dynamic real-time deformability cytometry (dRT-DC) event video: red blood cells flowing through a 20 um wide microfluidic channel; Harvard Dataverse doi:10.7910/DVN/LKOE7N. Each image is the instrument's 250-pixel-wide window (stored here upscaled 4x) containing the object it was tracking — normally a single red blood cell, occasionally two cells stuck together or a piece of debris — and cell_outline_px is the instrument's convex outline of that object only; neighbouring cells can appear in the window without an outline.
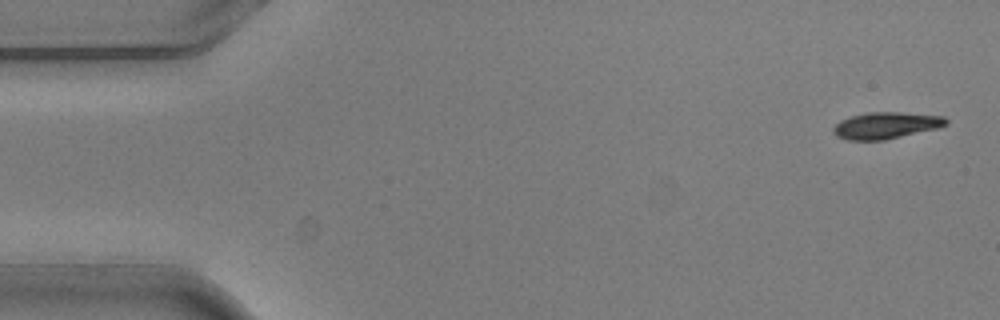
{"species": "common noctule bat (a hibernating species)", "species_latin": "Nyctalus noctula", "temperature_condition": "warm", "stored_images_in_passage": 6, "camera_frame_rate_fps": 3000, "um_per_image_px": 0.085, "animal": {"sex": "male", "body_mass_g": 20.5, "forearm_length_mm": 52.5}, "frame": {"image": 1, "passage_image": 1, "time_ms": 0.0, "image_size_px": [1000, 320], "cell_outline_px": [[948, 124], [940, 128], [884, 140], [848, 140], [836, 136], [832, 132], [832, 128], [840, 120], [852, 116], [868, 112], [900, 112], [944, 116], [948, 120]], "centroid_in_image_um": [75.32, 10.66], "position_along_channel_um": 9.7, "area_um2": 17.63}}
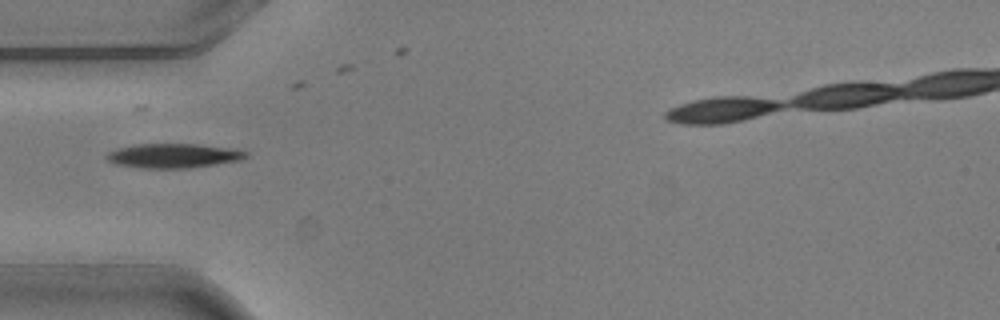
{"frame": {"image": 2, "passage_image": 5, "time_ms": 1.333, "image_size_px": [1000, 320], "cell_outline_px": [[248, 156], [240, 160], [192, 168], [140, 168], [116, 164], [108, 160], [104, 156], [108, 152], [116, 148], [136, 144], [196, 144], [236, 148], [248, 152]], "centroid_in_image_um": [14.75, 13.23], "position_along_channel_um": 70.2, "area_um2": 20.0}}